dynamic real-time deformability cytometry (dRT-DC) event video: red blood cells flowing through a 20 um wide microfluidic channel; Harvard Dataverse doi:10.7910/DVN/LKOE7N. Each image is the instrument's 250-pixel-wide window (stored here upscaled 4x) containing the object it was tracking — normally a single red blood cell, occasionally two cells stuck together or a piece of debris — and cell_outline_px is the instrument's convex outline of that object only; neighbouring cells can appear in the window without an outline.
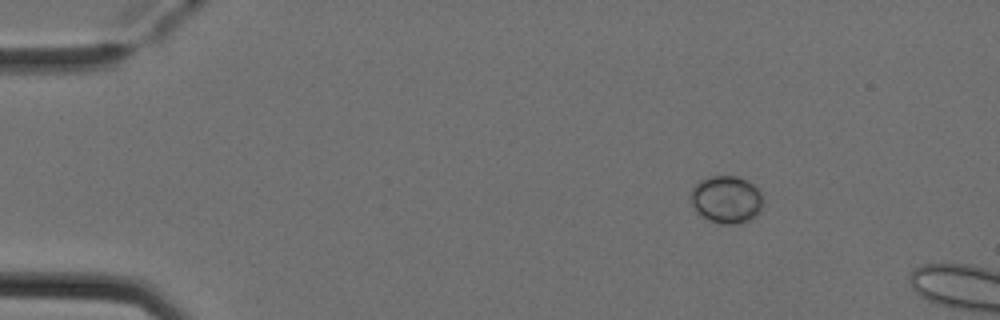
{"species": "Egyptian fruit bat (a non-hibernating species)", "species_latin": "Rousettus aegyptiacus", "temperature_condition": "cold", "stored_images_in_passage": 4, "camera_frame_rate_fps": 3000, "um_per_image_px": 0.085, "animal": {"sex": "female"}, "frame": {"image": 1, "passage_image": 2, "time_ms": 0.333, "image_size_px": [1000, 320], "cell_outline_px": [[764, 200], [760, 212], [752, 220], [740, 224], [720, 224], [708, 220], [700, 216], [696, 212], [688, 196], [692, 188], [700, 180], [712, 176], [736, 176], [752, 184], [764, 196]], "centroid_in_image_um": [61.74, 16.99], "position_along_channel_um": 23.3, "area_um2": 20.46}}